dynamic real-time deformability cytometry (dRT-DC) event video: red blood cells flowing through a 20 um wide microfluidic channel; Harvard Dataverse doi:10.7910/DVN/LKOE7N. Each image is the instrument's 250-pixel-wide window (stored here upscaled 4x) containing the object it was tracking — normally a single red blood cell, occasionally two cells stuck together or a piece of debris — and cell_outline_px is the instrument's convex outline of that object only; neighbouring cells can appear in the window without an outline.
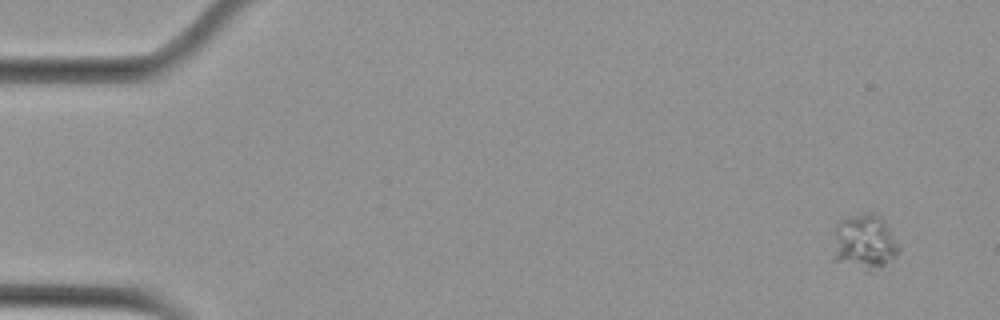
{"species": "Egyptian fruit bat (a non-hibernating species)", "species_latin": "Rousettus aegyptiacus", "temperature_condition": "cold", "stored_images_in_passage": 2, "camera_frame_rate_fps": 3000, "um_per_image_px": 0.085, "animal": {"sex": "female"}, "frame": {"image": 1, "passage_image": 1, "time_ms": 0.0, "image_size_px": [1000, 320], "cell_outline_px": [[900, 252], [892, 260], [880, 268], [868, 272], [832, 260], [832, 256], [836, 224], [840, 220], [852, 216], [872, 212], [880, 216], [884, 220], [900, 248]], "centroid_in_image_um": [73.46, 20.61], "position_along_channel_um": 11.5, "area_um2": 21.39}}
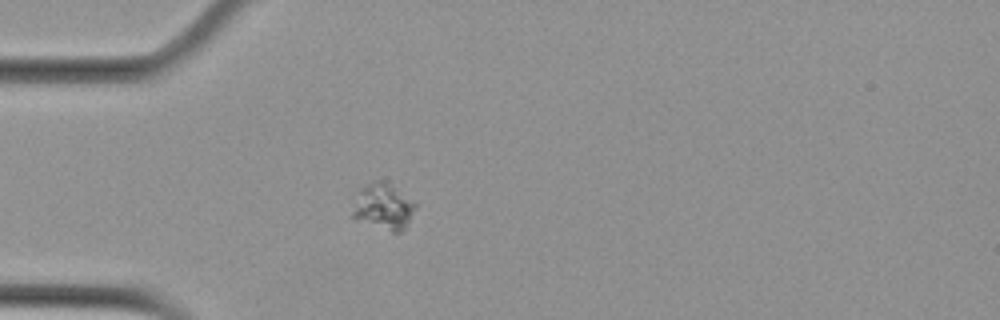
{"frame": {"image": 2, "passage_image": 2, "time_ms": 0.333, "image_size_px": [1000, 320], "cell_outline_px": [[416, 204], [404, 228], [400, 232], [392, 232], [352, 216], [352, 212], [360, 188], [376, 180], [384, 180]], "centroid_in_image_um": [32.57, 17.54], "position_along_channel_um": 52.4, "area_um2": 15.9}}